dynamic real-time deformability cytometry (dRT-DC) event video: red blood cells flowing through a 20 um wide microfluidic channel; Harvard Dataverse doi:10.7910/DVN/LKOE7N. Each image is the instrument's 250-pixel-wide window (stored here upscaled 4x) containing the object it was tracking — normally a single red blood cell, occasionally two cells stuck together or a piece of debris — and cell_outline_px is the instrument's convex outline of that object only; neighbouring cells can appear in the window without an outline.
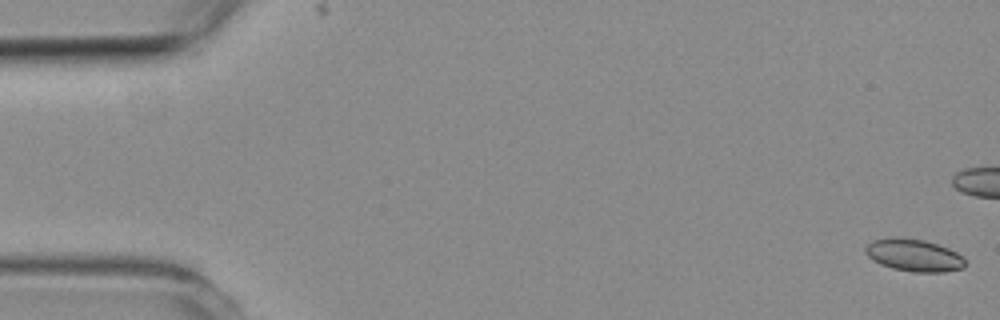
{"species": "common noctule bat (a hibernating species)", "species_latin": "Nyctalus noctula", "temperature_condition": "room temperature", "stored_images_in_passage": 7, "camera_frame_rate_fps": 3000, "um_per_image_px": 0.085, "animal": {"sex": "female", "body_mass_g": 19.3, "forearm_length_mm": 54.1}, "frame": {"image": 1, "passage_image": 1, "time_ms": 0.0, "image_size_px": [1000, 320], "cell_outline_px": [[964, 268], [944, 272], [912, 272], [892, 268], [880, 264], [868, 256], [864, 252], [864, 248], [872, 240], [892, 236], [924, 240], [948, 248], [964, 256]], "centroid_in_image_um": [77.66, 21.69], "position_along_channel_um": 7.3, "area_um2": 18.9}}